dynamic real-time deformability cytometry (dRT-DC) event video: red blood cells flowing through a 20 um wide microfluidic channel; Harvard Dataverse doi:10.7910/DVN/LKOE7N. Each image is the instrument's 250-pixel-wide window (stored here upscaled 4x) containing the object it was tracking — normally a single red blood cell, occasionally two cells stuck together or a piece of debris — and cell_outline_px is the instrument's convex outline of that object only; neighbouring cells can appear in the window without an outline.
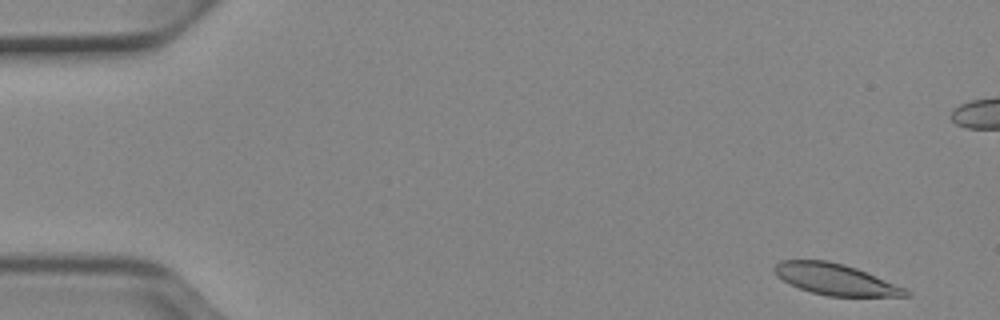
{"species": "Egyptian fruit bat (a non-hibernating species)", "species_latin": "Rousettus aegyptiacus", "temperature_condition": "cold", "stored_images_in_passage": 52, "camera_frame_rate_fps": 3000, "um_per_image_px": 0.085, "animal": {"sex": "female"}, "frame": {"image": 1, "passage_image": 2, "time_ms": 0.333, "image_size_px": [1000, 320], "cell_outline_px": [[912, 296], [828, 296], [812, 292], [800, 288], [776, 276], [772, 268], [776, 264], [784, 260], [828, 260], [844, 264], [856, 268], [904, 288], [912, 292]], "centroid_in_image_um": [71.0, 23.74], "position_along_channel_um": 14.0, "area_um2": 23.52}}
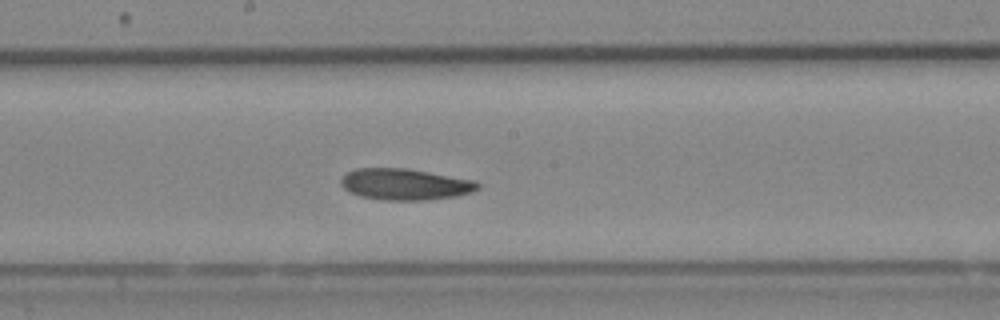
{"frame": {"image": 2, "passage_image": 27, "time_ms": 8.667, "image_size_px": [1000, 320], "cell_outline_px": [[480, 188], [472, 192], [456, 196], [428, 200], [380, 200], [360, 196], [348, 192], [340, 184], [340, 180], [348, 172], [356, 168], [408, 168], [476, 180], [480, 184]], "centroid_in_image_um": [34.44, 15.66], "position_along_channel_um": 213.8, "area_um2": 25.26}}
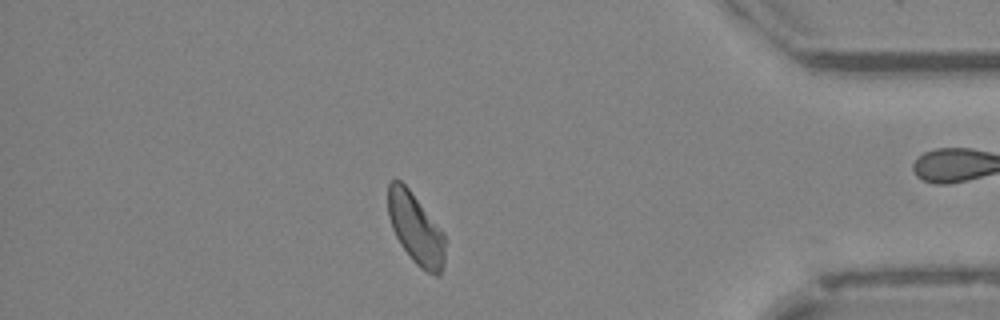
{"frame": {"image": 3, "passage_image": 44, "time_ms": 14.333, "image_size_px": [1000, 320], "cell_outline_px": [[444, 264], [440, 276], [436, 276], [420, 268], [412, 260], [400, 244], [392, 228], [388, 216], [388, 184], [392, 180], [400, 180], [408, 188], [444, 232]], "centroid_in_image_um": [35.33, 19.46], "position_along_channel_um": 399.9, "area_um2": 23.47}, "authors_computed_cell_mechanics": {"area_um2": 24.7384, "velocity_mm_per_s": 3.878, "shape_relaxation_time_tau1_ms": 9.0835, "shape_relaxation_time_tau2_ms": 7.7486, "deformation_change_tau1": 0.1657, "deformation_change_tau2": 0.1474}}